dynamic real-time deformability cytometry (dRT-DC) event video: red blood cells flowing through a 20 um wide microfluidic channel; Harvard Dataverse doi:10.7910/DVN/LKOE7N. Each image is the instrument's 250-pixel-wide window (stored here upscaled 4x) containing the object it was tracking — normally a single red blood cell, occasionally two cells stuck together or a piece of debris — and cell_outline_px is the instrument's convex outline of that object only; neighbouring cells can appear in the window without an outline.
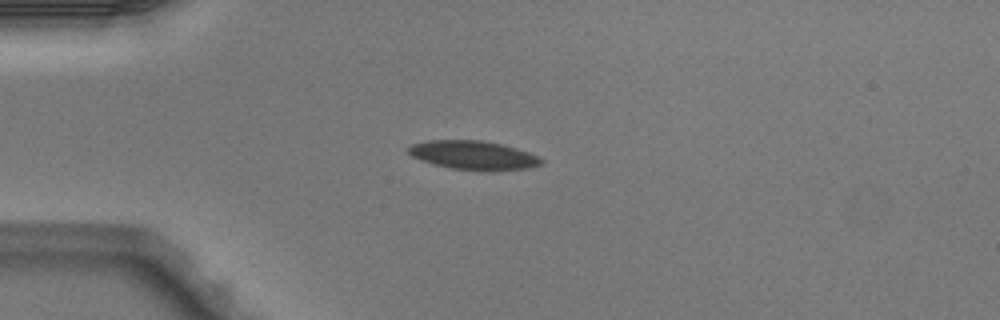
{"species": "Egyptian fruit bat (a non-hibernating species)", "species_latin": "Rousettus aegyptiacus", "temperature_condition": "warm", "stored_images_in_passage": 38, "camera_frame_rate_fps": 3000, "um_per_image_px": 0.085, "animal": {"sex": "male"}, "frame": {"image": 1, "passage_image": 1, "time_ms": 0.0, "image_size_px": [1000, 320], "cell_outline_px": [[544, 160], [540, 164], [528, 168], [452, 168], [432, 164], [412, 156], [408, 152], [408, 148], [412, 144], [428, 140], [480, 140], [500, 144], [516, 148], [528, 152]], "centroid_in_image_um": [40.16, 13.14], "position_along_channel_um": 44.8, "area_um2": 21.21}}
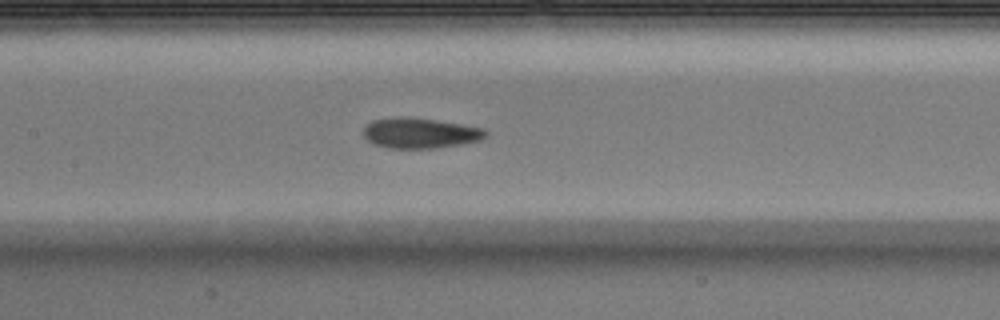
{"frame": {"image": 2, "passage_image": 12, "time_ms": 3.667, "image_size_px": [1000, 320], "cell_outline_px": [[488, 136], [480, 140], [460, 144], [436, 148], [388, 148], [372, 144], [364, 136], [364, 124], [372, 120], [400, 116], [408, 116], [436, 120], [484, 128], [488, 132]], "centroid_in_image_um": [35.68, 11.3], "position_along_channel_um": 171.7, "area_um2": 21.85}}
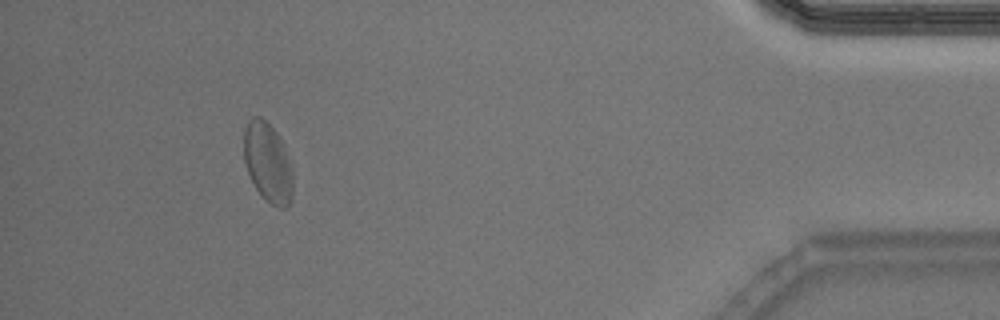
{"frame": {"image": 3, "passage_image": 34, "time_ms": 11.0, "image_size_px": [1000, 320], "cell_outline_px": [[292, 196], [288, 204], [284, 208], [280, 208], [264, 200], [256, 188], [248, 172], [244, 160], [244, 128], [248, 120], [256, 116], [260, 116], [276, 132], [280, 140], [292, 168]], "centroid_in_image_um": [22.74, 13.82], "position_along_channel_um": 412.5, "area_um2": 22.37}, "authors_computed_cell_mechanics": {"area_um2": 21.8195, "velocity_mm_per_s": 4.055, "shape_relaxation_time_tau1_ms": 7.8344, "shape_relaxation_time_tau2_ms": 2.1159, "deformation_change_tau1": 0.1566, "deformation_change_tau2": 0.0804}}